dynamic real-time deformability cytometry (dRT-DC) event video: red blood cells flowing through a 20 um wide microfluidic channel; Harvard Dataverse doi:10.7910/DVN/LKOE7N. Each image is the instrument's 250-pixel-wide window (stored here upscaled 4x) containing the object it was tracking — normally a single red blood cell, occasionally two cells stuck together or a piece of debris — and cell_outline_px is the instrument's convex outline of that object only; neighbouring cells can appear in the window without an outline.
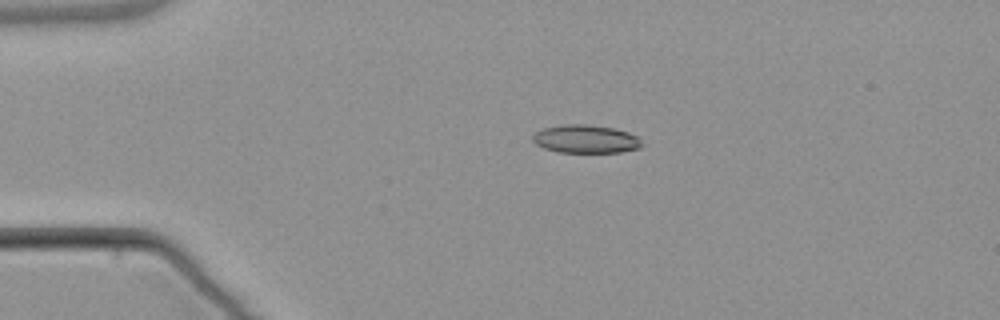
{"species": "common noctule bat (a hibernating species)", "species_latin": "Nyctalus noctula", "temperature_condition": "warm", "stored_images_in_passage": 4, "camera_frame_rate_fps": 3000, "um_per_image_px": 0.085, "animal": {"sex": "male", "body_mass_g": 21.5, "forearm_length_mm": 52.0}, "frame": {"image": 1, "passage_image": 3, "time_ms": 3.333, "image_size_px": [1000, 320], "cell_outline_px": [[644, 144], [640, 148], [620, 152], [556, 152], [544, 148], [536, 144], [532, 140], [532, 136], [536, 132], [544, 128], [564, 124], [584, 124], [612, 128], [628, 132], [636, 136]], "centroid_in_image_um": [49.78, 11.82], "position_along_channel_um": 35.2, "area_um2": 17.86}}